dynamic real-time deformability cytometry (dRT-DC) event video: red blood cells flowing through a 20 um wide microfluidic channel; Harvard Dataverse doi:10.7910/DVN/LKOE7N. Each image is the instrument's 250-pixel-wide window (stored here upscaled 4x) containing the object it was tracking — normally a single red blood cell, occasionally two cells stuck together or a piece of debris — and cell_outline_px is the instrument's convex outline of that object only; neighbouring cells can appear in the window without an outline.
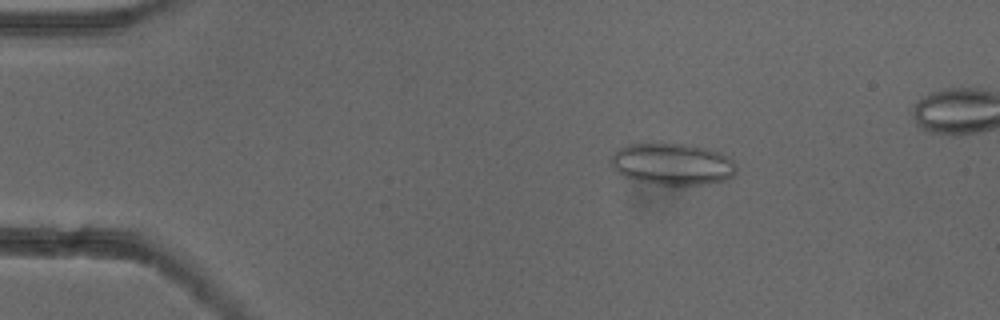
{"species": "common noctule bat (a hibernating species)", "species_latin": "Nyctalus noctula", "temperature_condition": "cold", "stored_images_in_passage": 48, "camera_frame_rate_fps": 3000, "um_per_image_px": 0.085, "animal": {"sex": "female"}, "frame": {"image": 1, "passage_image": 6, "time_ms": 1.667, "image_size_px": [1000, 320], "cell_outline_px": [[736, 172], [728, 180], [708, 184], [652, 184], [636, 180], [624, 176], [616, 172], [612, 168], [612, 156], [620, 148], [628, 144], [692, 144], [708, 148], [720, 152], [728, 156], [736, 164]], "centroid_in_image_um": [57.2, 13.95], "position_along_channel_um": 27.8, "area_um2": 30.52}}
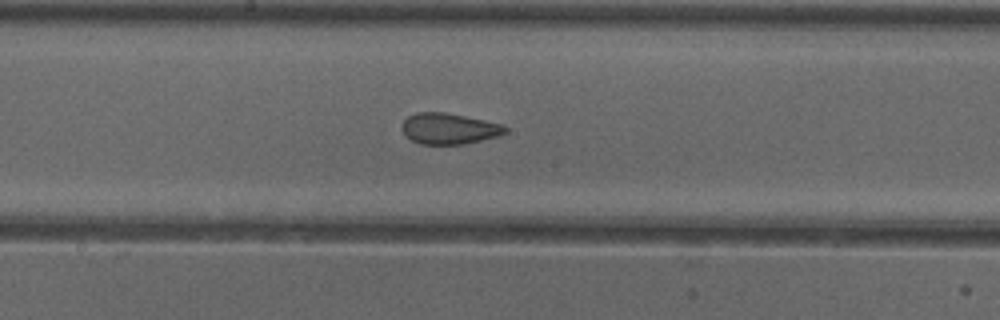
{"frame": {"image": 2, "passage_image": 25, "time_ms": 8.0, "image_size_px": [1000, 320], "cell_outline_px": [[508, 132], [500, 136], [464, 144], [420, 144], [404, 136], [400, 128], [404, 120], [408, 116], [416, 112], [444, 112], [504, 124], [508, 128]], "centroid_in_image_um": [38.17, 10.94], "position_along_channel_um": 210.0, "area_um2": 18.9}}
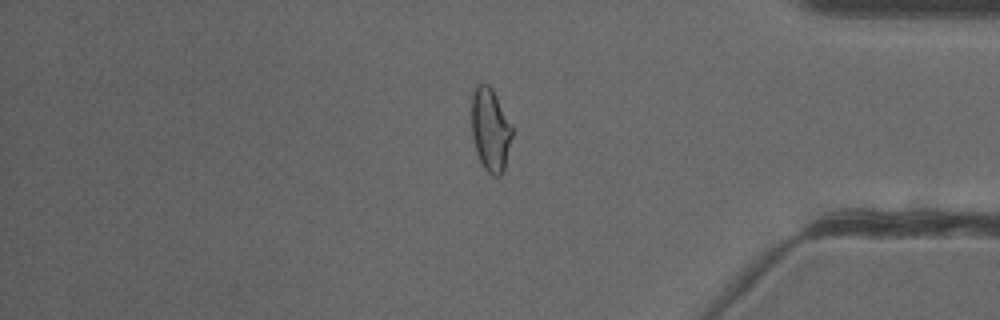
{"frame": {"image": 3, "passage_image": 41, "time_ms": 13.333, "image_size_px": [1000, 320], "cell_outline_px": [[512, 136], [504, 168], [500, 176], [492, 176], [484, 168], [476, 152], [472, 136], [472, 96], [476, 84], [488, 84], [492, 88], [512, 124]], "centroid_in_image_um": [41.68, 11.01], "position_along_channel_um": 393.5, "area_um2": 19.59}}